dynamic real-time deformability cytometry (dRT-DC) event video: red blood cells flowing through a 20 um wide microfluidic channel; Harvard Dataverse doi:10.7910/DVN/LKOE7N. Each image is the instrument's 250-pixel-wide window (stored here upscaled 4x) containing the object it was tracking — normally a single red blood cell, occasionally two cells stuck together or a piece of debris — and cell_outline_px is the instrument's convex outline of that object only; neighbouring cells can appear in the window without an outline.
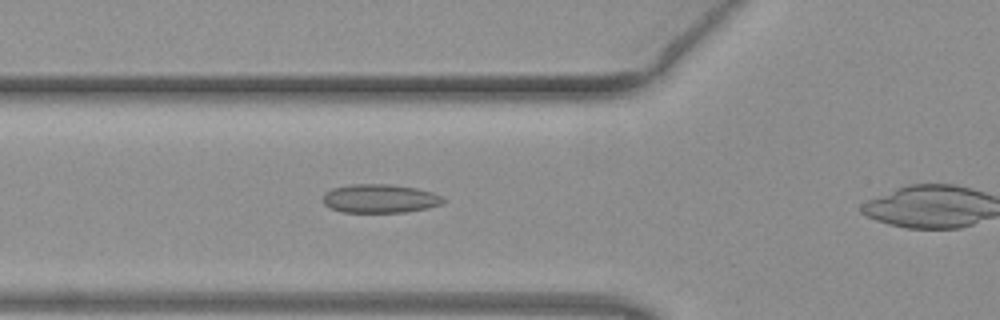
{"species": "common noctule bat (a hibernating species)", "species_latin": "Nyctalus noctula", "temperature_condition": "warm", "stored_images_in_passage": 27, "camera_frame_rate_fps": 3000, "um_per_image_px": 0.085, "animal": {"sex": "female", "body_mass_g": 19.3, "forearm_length_mm": 54.1}, "frame": {"image": 1, "passage_image": 9, "time_ms": 2.667, "image_size_px": [1000, 320], "cell_outline_px": [[448, 200], [444, 204], [428, 208], [404, 212], [340, 212], [324, 204], [324, 192], [332, 188], [348, 184], [388, 184], [416, 188], [432, 192]], "centroid_in_image_um": [32.31, 16.87], "position_along_channel_um": 93.5, "area_um2": 20.23}}
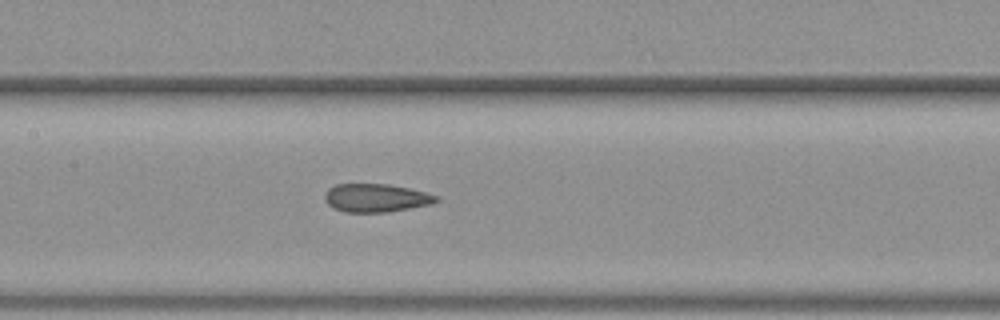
{"frame": {"image": 2, "passage_image": 15, "time_ms": 4.667, "image_size_px": [1000, 320], "cell_outline_px": [[440, 200], [432, 204], [388, 212], [344, 212], [332, 208], [324, 200], [324, 196], [328, 188], [336, 184], [388, 184], [408, 188], [440, 196]], "centroid_in_image_um": [31.95, 16.83], "position_along_channel_um": 175.4, "area_um2": 18.5}}
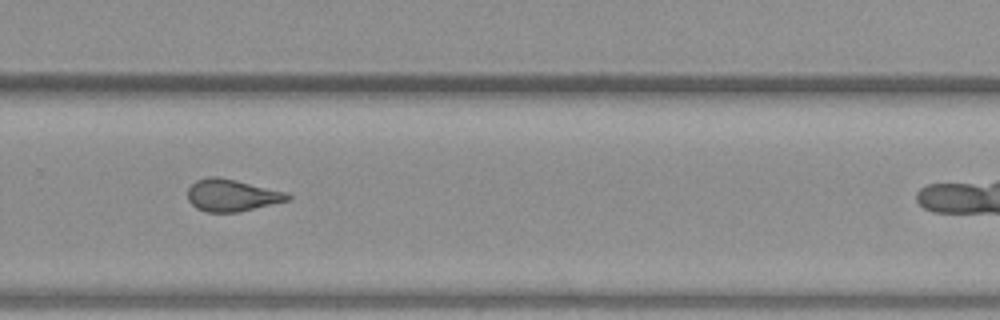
{"frame": {"image": 3, "passage_image": 25, "time_ms": 8.0, "image_size_px": [1000, 320], "cell_outline_px": [[292, 200], [240, 212], [208, 212], [196, 208], [188, 200], [188, 188], [196, 180], [212, 176], [216, 176], [236, 180], [288, 192], [292, 196]], "centroid_in_image_um": [19.76, 16.6], "position_along_channel_um": 310.0, "area_um2": 18.9}}